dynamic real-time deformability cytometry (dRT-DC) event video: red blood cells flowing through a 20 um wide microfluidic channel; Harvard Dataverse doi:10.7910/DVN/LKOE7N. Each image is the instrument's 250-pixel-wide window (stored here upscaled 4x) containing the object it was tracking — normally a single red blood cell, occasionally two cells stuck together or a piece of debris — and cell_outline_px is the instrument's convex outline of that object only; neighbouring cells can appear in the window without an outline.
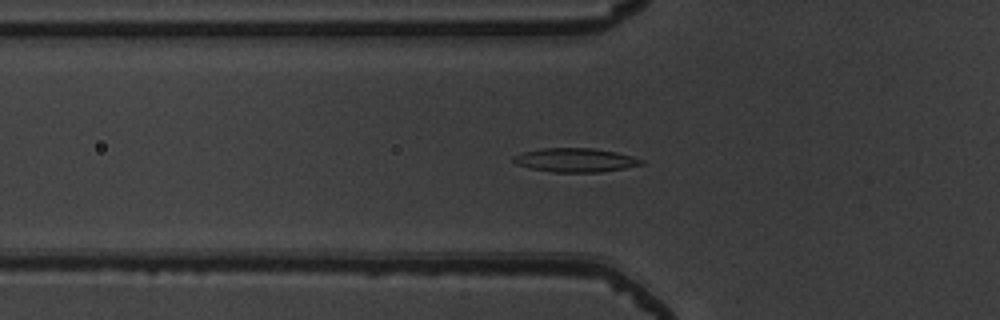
{"species": "common noctule bat (a hibernating species)", "species_latin": "Nyctalus noctula", "temperature_condition": "warm", "stored_images_in_passage": 36, "segment_of_instrument_passage": [1, 2], "camera_frame_rate_fps": 3000, "um_per_image_px": 0.085, "animal": {"sex": "male", "body_mass_g": 19.5, "forearm_length_mm": 54.6}, "frame": {"image": 1, "passage_image": 4, "time_ms": 1.0, "image_size_px": [1000, 320], "cell_outline_px": [[644, 164], [624, 168], [600, 172], [552, 172], [532, 168], [516, 164], [512, 160], [512, 156], [524, 152], [540, 148], [592, 148], [616, 152], [632, 156], [644, 160]], "centroid_in_image_um": [48.9, 13.6], "position_along_channel_um": 76.9, "area_um2": 17.74}}
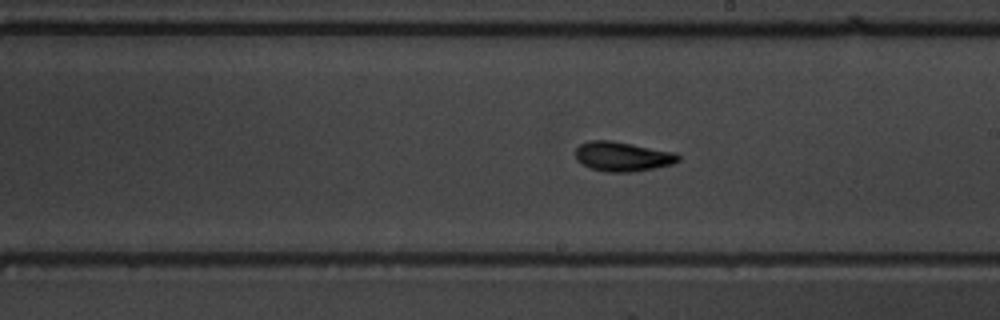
{"frame": {"image": 2, "passage_image": 16, "time_ms": 5.0, "image_size_px": [1000, 320], "cell_outline_px": [[680, 160], [672, 164], [632, 172], [608, 172], [592, 168], [576, 160], [576, 148], [580, 144], [588, 140], [608, 140], [632, 144], [676, 152], [680, 156]], "centroid_in_image_um": [52.92, 13.29], "position_along_channel_um": 236.1, "area_um2": 17.57}}
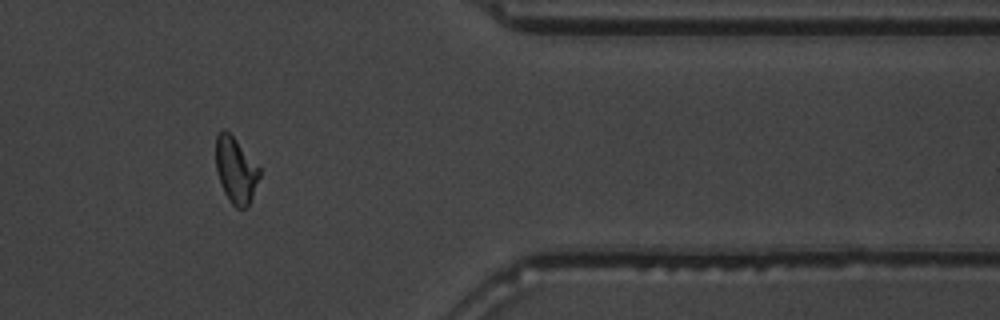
{"frame": {"image": 3, "passage_image": 29, "time_ms": 9.333, "image_size_px": [1000, 320], "cell_outline_px": [[260, 176], [252, 196], [248, 204], [244, 208], [236, 208], [232, 204], [224, 192], [216, 172], [216, 136], [224, 128], [236, 140], [260, 168]], "centroid_in_image_um": [20.02, 14.46], "position_along_channel_um": 391.4, "area_um2": 16.47}}